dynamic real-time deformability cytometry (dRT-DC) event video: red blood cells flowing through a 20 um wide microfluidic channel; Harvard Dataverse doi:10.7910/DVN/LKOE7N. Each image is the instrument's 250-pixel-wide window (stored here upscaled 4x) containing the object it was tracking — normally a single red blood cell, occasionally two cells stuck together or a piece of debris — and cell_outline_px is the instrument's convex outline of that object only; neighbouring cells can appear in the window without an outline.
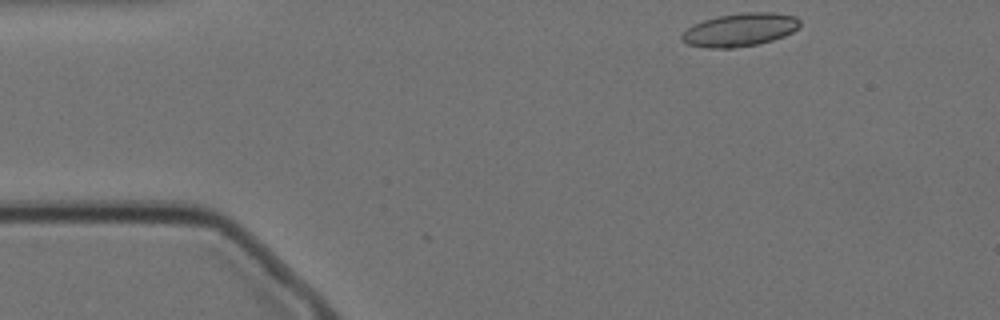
{"species": "Egyptian fruit bat (a non-hibernating species)", "species_latin": "Rousettus aegyptiacus", "temperature_condition": "cold", "stored_images_in_passage": 51, "camera_frame_rate_fps": 3000, "um_per_image_px": 0.085, "animal": {"sex": "female"}, "frame": {"image": 1, "passage_image": 1, "time_ms": 0.0, "image_size_px": [1000, 320], "cell_outline_px": [[800, 28], [784, 36], [772, 40], [756, 44], [732, 48], [704, 48], [688, 44], [680, 40], [680, 36], [692, 24], [704, 20], [720, 16], [744, 12], [772, 12], [796, 16], [800, 20]], "centroid_in_image_um": [62.9, 2.53], "position_along_channel_um": 22.1, "area_um2": 22.89}}
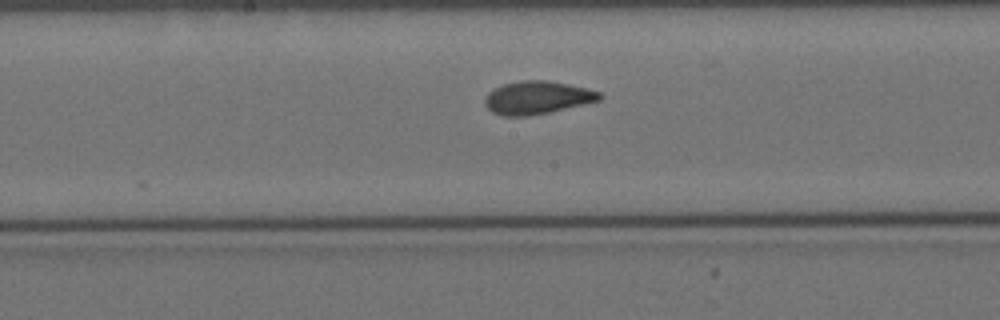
{"frame": {"image": 2, "passage_image": 22, "time_ms": 7.0, "image_size_px": [1000, 320], "cell_outline_px": [[604, 96], [600, 100], [548, 112], [528, 116], [504, 116], [492, 112], [484, 104], [484, 100], [488, 92], [504, 84], [520, 80], [544, 80], [584, 88], [600, 92]], "centroid_in_image_um": [45.62, 8.3], "position_along_channel_um": 202.6, "area_um2": 21.68}}
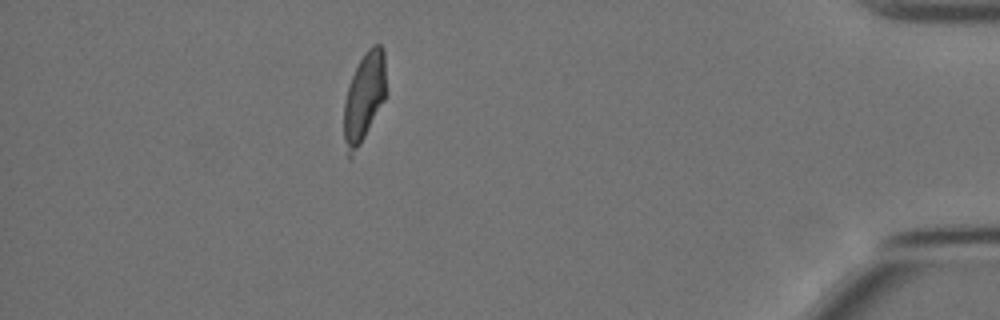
{"frame": {"image": 3, "passage_image": 44, "time_ms": 14.333, "image_size_px": [1000, 320], "cell_outline_px": [[388, 92], [384, 100], [360, 144], [352, 156], [348, 160], [344, 140], [344, 100], [348, 84], [364, 52], [372, 44], [380, 44], [384, 48]], "centroid_in_image_um": [30.97, 8.2], "position_along_channel_um": 404.2, "area_um2": 22.31}, "authors_computed_cell_mechanics": {"area_um2": 21.964, "velocity_mm_per_s": 3.4925, "shape_relaxation_time_tau1_ms": 8.6824, "shape_relaxation_time_tau2_ms": 1.6072, "deformation_change_tau1": 0.1799, "deformation_change_tau2": 0.0692}}